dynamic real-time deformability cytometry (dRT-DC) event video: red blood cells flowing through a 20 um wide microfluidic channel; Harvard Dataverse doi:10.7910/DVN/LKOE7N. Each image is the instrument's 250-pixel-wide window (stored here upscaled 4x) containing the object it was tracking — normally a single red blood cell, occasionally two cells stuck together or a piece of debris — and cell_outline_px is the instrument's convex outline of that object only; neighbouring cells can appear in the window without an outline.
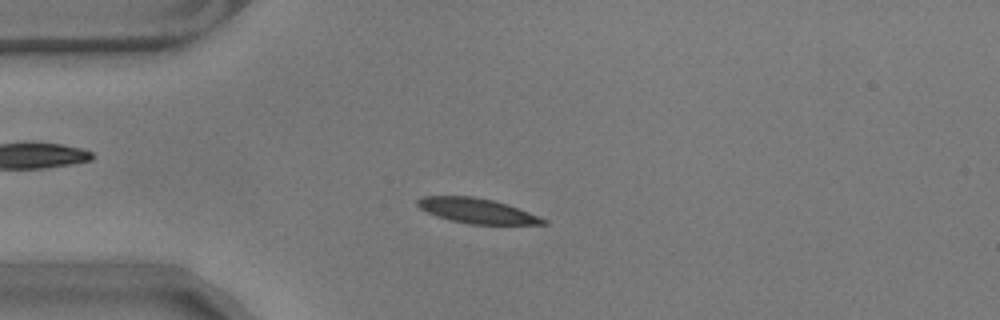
{"species": "common noctule bat (a hibernating species)", "species_latin": "Nyctalus noctula", "temperature_condition": "warm", "stored_images_in_passage": 57, "camera_frame_rate_fps": 3000, "um_per_image_px": 0.085, "animal": {"sex": "male", "body_mass_g": 17.9}, "frame": {"image": 1, "passage_image": 14, "time_ms": 4.333, "image_size_px": [1000, 320], "cell_outline_px": [[548, 224], [468, 224], [436, 216], [420, 208], [416, 204], [416, 200], [424, 196], [472, 196], [492, 200], [508, 204], [548, 220]], "centroid_in_image_um": [40.54, 17.91], "position_along_channel_um": 44.5, "area_um2": 18.15}}
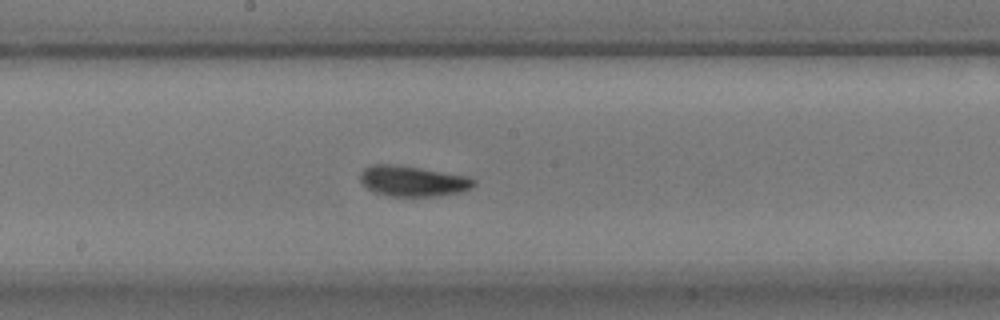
{"frame": {"image": 2, "passage_image": 30, "time_ms": 9.667, "image_size_px": [1000, 320], "cell_outline_px": [[476, 184], [472, 188], [460, 192], [432, 196], [392, 196], [376, 192], [368, 188], [360, 180], [360, 172], [364, 168], [372, 164], [392, 164], [420, 168], [468, 176], [476, 180]], "centroid_in_image_um": [35.1, 15.38], "position_along_channel_um": 213.1, "area_um2": 20.06}}
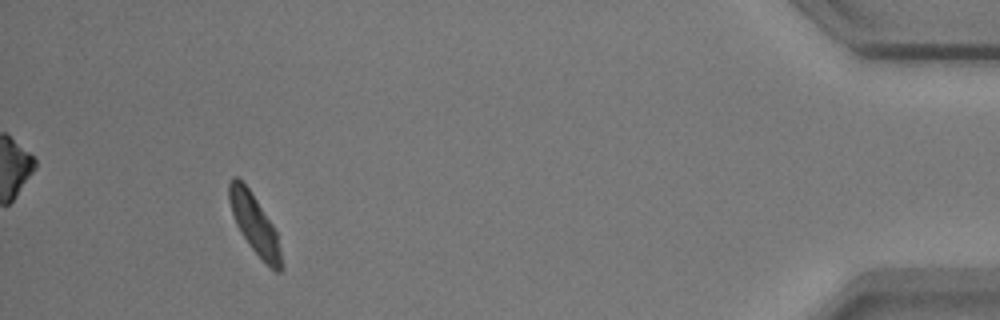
{"frame": {"image": 3, "passage_image": 53, "time_ms": 17.333, "image_size_px": [1000, 320], "cell_outline_px": [[284, 268], [280, 272], [276, 272], [248, 244], [240, 232], [236, 224], [228, 200], [228, 180], [232, 176], [236, 176], [248, 188], [272, 224], [276, 232]], "centroid_in_image_um": [21.61, 19.03], "position_along_channel_um": 413.6, "area_um2": 17.69}, "authors_computed_cell_mechanics": {"area_um2": 18.496, "velocity_mm_per_s": 3.4836, "shape_relaxation_time_tau1_ms": 3.4281, "shape_relaxation_time_tau2_ms": 2.6787, "deformation_change_tau1": 0.1351, "deformation_change_tau2": 0.0844}}